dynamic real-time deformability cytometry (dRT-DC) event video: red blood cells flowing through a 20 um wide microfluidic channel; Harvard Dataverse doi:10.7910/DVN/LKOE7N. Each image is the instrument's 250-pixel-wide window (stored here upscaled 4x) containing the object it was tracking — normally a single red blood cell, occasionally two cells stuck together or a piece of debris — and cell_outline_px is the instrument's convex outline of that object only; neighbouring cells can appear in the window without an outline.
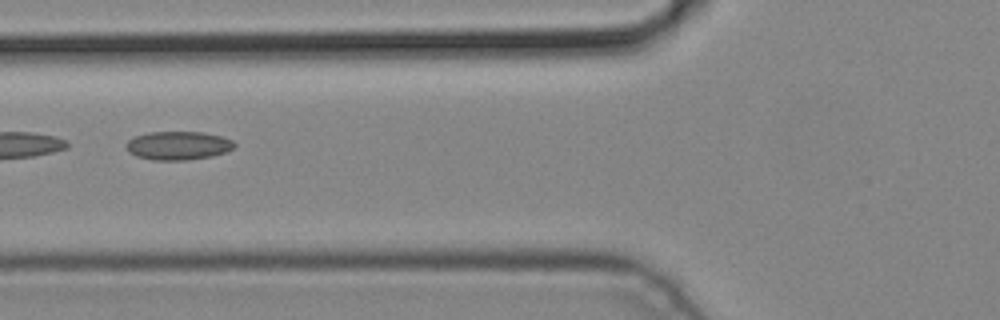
{"species": "common noctule bat (a hibernating species)", "species_latin": "Nyctalus noctula", "temperature_condition": "cold", "stored_images_in_passage": 6, "camera_frame_rate_fps": 3000, "um_per_image_px": 0.085, "animal": {"sex": "male", "body_mass_g": 19.2, "forearm_length_mm": 51.8}, "frame": {"image": 1, "passage_image": 5, "time_ms": 1.333, "image_size_px": [1000, 320], "cell_outline_px": [[236, 144], [232, 148], [224, 152], [212, 156], [188, 160], [152, 160], [136, 156], [128, 152], [124, 144], [128, 140], [136, 136], [148, 132], [204, 132], [220, 136], [232, 140]], "centroid_in_image_um": [15.1, 12.37], "position_along_channel_um": 110.7, "area_um2": 18.03}}
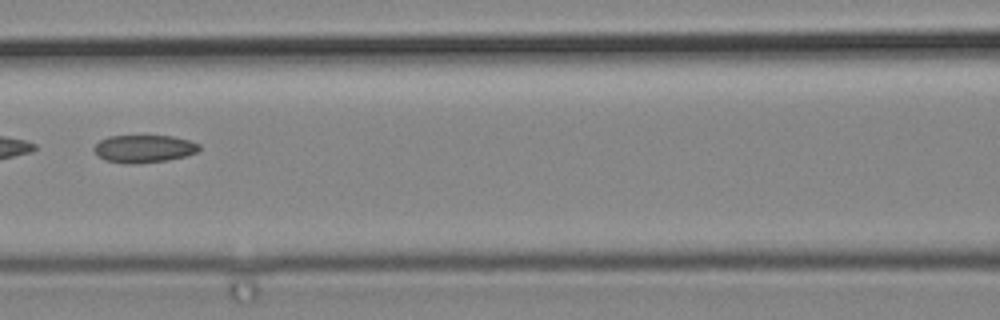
{"frame": {"image": 2, "passage_image": 6, "time_ms": 1.667, "image_size_px": [1000, 320], "cell_outline_px": [[200, 148], [196, 152], [184, 156], [168, 160], [136, 164], [124, 164], [104, 160], [92, 148], [100, 140], [108, 136], [172, 136], [188, 140], [200, 144]], "centroid_in_image_um": [12.22, 12.65], "position_along_channel_um": 154.4, "area_um2": 16.94}}